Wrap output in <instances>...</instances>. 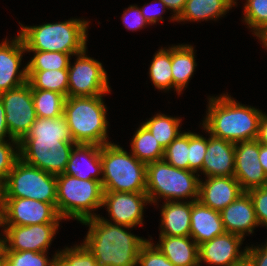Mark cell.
Instances as JSON below:
<instances>
[{
  "instance_id": "cell-1",
  "label": "cell",
  "mask_w": 267,
  "mask_h": 266,
  "mask_svg": "<svg viewBox=\"0 0 267 266\" xmlns=\"http://www.w3.org/2000/svg\"><path fill=\"white\" fill-rule=\"evenodd\" d=\"M81 224L89 226L83 244L99 266H137L140 248L148 239L130 233L133 227L112 223L100 214Z\"/></svg>"
},
{
  "instance_id": "cell-29",
  "label": "cell",
  "mask_w": 267,
  "mask_h": 266,
  "mask_svg": "<svg viewBox=\"0 0 267 266\" xmlns=\"http://www.w3.org/2000/svg\"><path fill=\"white\" fill-rule=\"evenodd\" d=\"M27 82L31 89L50 90L67 97L68 69L27 71Z\"/></svg>"
},
{
  "instance_id": "cell-50",
  "label": "cell",
  "mask_w": 267,
  "mask_h": 266,
  "mask_svg": "<svg viewBox=\"0 0 267 266\" xmlns=\"http://www.w3.org/2000/svg\"><path fill=\"white\" fill-rule=\"evenodd\" d=\"M0 266H4L3 245H0Z\"/></svg>"
},
{
  "instance_id": "cell-52",
  "label": "cell",
  "mask_w": 267,
  "mask_h": 266,
  "mask_svg": "<svg viewBox=\"0 0 267 266\" xmlns=\"http://www.w3.org/2000/svg\"><path fill=\"white\" fill-rule=\"evenodd\" d=\"M236 266H247V263L244 262L243 264H239V265H236Z\"/></svg>"
},
{
  "instance_id": "cell-3",
  "label": "cell",
  "mask_w": 267,
  "mask_h": 266,
  "mask_svg": "<svg viewBox=\"0 0 267 266\" xmlns=\"http://www.w3.org/2000/svg\"><path fill=\"white\" fill-rule=\"evenodd\" d=\"M89 22L77 18L39 26H24L19 22L18 34L26 51H57L75 56L87 49Z\"/></svg>"
},
{
  "instance_id": "cell-28",
  "label": "cell",
  "mask_w": 267,
  "mask_h": 266,
  "mask_svg": "<svg viewBox=\"0 0 267 266\" xmlns=\"http://www.w3.org/2000/svg\"><path fill=\"white\" fill-rule=\"evenodd\" d=\"M179 117H171L162 113H157L142 124L151 132L155 139L165 149L182 132Z\"/></svg>"
},
{
  "instance_id": "cell-9",
  "label": "cell",
  "mask_w": 267,
  "mask_h": 266,
  "mask_svg": "<svg viewBox=\"0 0 267 266\" xmlns=\"http://www.w3.org/2000/svg\"><path fill=\"white\" fill-rule=\"evenodd\" d=\"M75 145L73 139L22 138L19 158L47 173L59 175L65 172Z\"/></svg>"
},
{
  "instance_id": "cell-31",
  "label": "cell",
  "mask_w": 267,
  "mask_h": 266,
  "mask_svg": "<svg viewBox=\"0 0 267 266\" xmlns=\"http://www.w3.org/2000/svg\"><path fill=\"white\" fill-rule=\"evenodd\" d=\"M36 115L39 118H58L63 115L66 96L60 93L31 89Z\"/></svg>"
},
{
  "instance_id": "cell-13",
  "label": "cell",
  "mask_w": 267,
  "mask_h": 266,
  "mask_svg": "<svg viewBox=\"0 0 267 266\" xmlns=\"http://www.w3.org/2000/svg\"><path fill=\"white\" fill-rule=\"evenodd\" d=\"M60 223L2 225L3 251L48 252Z\"/></svg>"
},
{
  "instance_id": "cell-11",
  "label": "cell",
  "mask_w": 267,
  "mask_h": 266,
  "mask_svg": "<svg viewBox=\"0 0 267 266\" xmlns=\"http://www.w3.org/2000/svg\"><path fill=\"white\" fill-rule=\"evenodd\" d=\"M1 225L29 226L63 220L56 204L27 198H0Z\"/></svg>"
},
{
  "instance_id": "cell-16",
  "label": "cell",
  "mask_w": 267,
  "mask_h": 266,
  "mask_svg": "<svg viewBox=\"0 0 267 266\" xmlns=\"http://www.w3.org/2000/svg\"><path fill=\"white\" fill-rule=\"evenodd\" d=\"M234 177L243 191L267 186V174L259 161V142L254 140L235 143Z\"/></svg>"
},
{
  "instance_id": "cell-4",
  "label": "cell",
  "mask_w": 267,
  "mask_h": 266,
  "mask_svg": "<svg viewBox=\"0 0 267 266\" xmlns=\"http://www.w3.org/2000/svg\"><path fill=\"white\" fill-rule=\"evenodd\" d=\"M103 96L67 97L63 115L75 144L104 145L108 140L107 107Z\"/></svg>"
},
{
  "instance_id": "cell-8",
  "label": "cell",
  "mask_w": 267,
  "mask_h": 266,
  "mask_svg": "<svg viewBox=\"0 0 267 266\" xmlns=\"http://www.w3.org/2000/svg\"><path fill=\"white\" fill-rule=\"evenodd\" d=\"M0 193L1 198H27L56 204V175L29 165L19 158L7 179L0 185Z\"/></svg>"
},
{
  "instance_id": "cell-36",
  "label": "cell",
  "mask_w": 267,
  "mask_h": 266,
  "mask_svg": "<svg viewBox=\"0 0 267 266\" xmlns=\"http://www.w3.org/2000/svg\"><path fill=\"white\" fill-rule=\"evenodd\" d=\"M163 159L178 169L189 170V131L182 132L165 148Z\"/></svg>"
},
{
  "instance_id": "cell-48",
  "label": "cell",
  "mask_w": 267,
  "mask_h": 266,
  "mask_svg": "<svg viewBox=\"0 0 267 266\" xmlns=\"http://www.w3.org/2000/svg\"><path fill=\"white\" fill-rule=\"evenodd\" d=\"M259 161L267 174V146L259 144Z\"/></svg>"
},
{
  "instance_id": "cell-19",
  "label": "cell",
  "mask_w": 267,
  "mask_h": 266,
  "mask_svg": "<svg viewBox=\"0 0 267 266\" xmlns=\"http://www.w3.org/2000/svg\"><path fill=\"white\" fill-rule=\"evenodd\" d=\"M220 215L225 232L243 238L245 234H253L255 227L259 226L252 199L246 191L221 210Z\"/></svg>"
},
{
  "instance_id": "cell-49",
  "label": "cell",
  "mask_w": 267,
  "mask_h": 266,
  "mask_svg": "<svg viewBox=\"0 0 267 266\" xmlns=\"http://www.w3.org/2000/svg\"><path fill=\"white\" fill-rule=\"evenodd\" d=\"M258 40H260V43L262 42L263 48L267 49V30L258 37Z\"/></svg>"
},
{
  "instance_id": "cell-5",
  "label": "cell",
  "mask_w": 267,
  "mask_h": 266,
  "mask_svg": "<svg viewBox=\"0 0 267 266\" xmlns=\"http://www.w3.org/2000/svg\"><path fill=\"white\" fill-rule=\"evenodd\" d=\"M103 191L146 193V164L120 145L101 146Z\"/></svg>"
},
{
  "instance_id": "cell-7",
  "label": "cell",
  "mask_w": 267,
  "mask_h": 266,
  "mask_svg": "<svg viewBox=\"0 0 267 266\" xmlns=\"http://www.w3.org/2000/svg\"><path fill=\"white\" fill-rule=\"evenodd\" d=\"M56 181V209L63 220L73 218L81 223L97 216L94 211L102 207L103 200L100 181L81 180L64 173L56 175Z\"/></svg>"
},
{
  "instance_id": "cell-14",
  "label": "cell",
  "mask_w": 267,
  "mask_h": 266,
  "mask_svg": "<svg viewBox=\"0 0 267 266\" xmlns=\"http://www.w3.org/2000/svg\"><path fill=\"white\" fill-rule=\"evenodd\" d=\"M149 199L146 193L103 191L102 207H106L113 223L136 227L143 225V212Z\"/></svg>"
},
{
  "instance_id": "cell-45",
  "label": "cell",
  "mask_w": 267,
  "mask_h": 266,
  "mask_svg": "<svg viewBox=\"0 0 267 266\" xmlns=\"http://www.w3.org/2000/svg\"><path fill=\"white\" fill-rule=\"evenodd\" d=\"M165 3L167 10L172 11L171 21H175L182 13L187 0H161ZM174 13V14H173Z\"/></svg>"
},
{
  "instance_id": "cell-39",
  "label": "cell",
  "mask_w": 267,
  "mask_h": 266,
  "mask_svg": "<svg viewBox=\"0 0 267 266\" xmlns=\"http://www.w3.org/2000/svg\"><path fill=\"white\" fill-rule=\"evenodd\" d=\"M207 151V138L189 131V170L202 172L203 159Z\"/></svg>"
},
{
  "instance_id": "cell-46",
  "label": "cell",
  "mask_w": 267,
  "mask_h": 266,
  "mask_svg": "<svg viewBox=\"0 0 267 266\" xmlns=\"http://www.w3.org/2000/svg\"><path fill=\"white\" fill-rule=\"evenodd\" d=\"M5 117L6 115L4 106L2 101L0 100V141H6L5 137H8L9 140H15L11 137L9 133Z\"/></svg>"
},
{
  "instance_id": "cell-21",
  "label": "cell",
  "mask_w": 267,
  "mask_h": 266,
  "mask_svg": "<svg viewBox=\"0 0 267 266\" xmlns=\"http://www.w3.org/2000/svg\"><path fill=\"white\" fill-rule=\"evenodd\" d=\"M64 174L81 180L102 182L101 146L76 144L70 153Z\"/></svg>"
},
{
  "instance_id": "cell-40",
  "label": "cell",
  "mask_w": 267,
  "mask_h": 266,
  "mask_svg": "<svg viewBox=\"0 0 267 266\" xmlns=\"http://www.w3.org/2000/svg\"><path fill=\"white\" fill-rule=\"evenodd\" d=\"M151 240L152 237L141 246L137 266H175Z\"/></svg>"
},
{
  "instance_id": "cell-17",
  "label": "cell",
  "mask_w": 267,
  "mask_h": 266,
  "mask_svg": "<svg viewBox=\"0 0 267 266\" xmlns=\"http://www.w3.org/2000/svg\"><path fill=\"white\" fill-rule=\"evenodd\" d=\"M26 48L18 34L12 40L0 43V94L17 88L27 82L26 66L21 69V61Z\"/></svg>"
},
{
  "instance_id": "cell-47",
  "label": "cell",
  "mask_w": 267,
  "mask_h": 266,
  "mask_svg": "<svg viewBox=\"0 0 267 266\" xmlns=\"http://www.w3.org/2000/svg\"><path fill=\"white\" fill-rule=\"evenodd\" d=\"M256 140L259 142V144L267 146V114L264 112L260 119Z\"/></svg>"
},
{
  "instance_id": "cell-18",
  "label": "cell",
  "mask_w": 267,
  "mask_h": 266,
  "mask_svg": "<svg viewBox=\"0 0 267 266\" xmlns=\"http://www.w3.org/2000/svg\"><path fill=\"white\" fill-rule=\"evenodd\" d=\"M244 191L234 176L200 179L198 200L216 211H221L235 201Z\"/></svg>"
},
{
  "instance_id": "cell-6",
  "label": "cell",
  "mask_w": 267,
  "mask_h": 266,
  "mask_svg": "<svg viewBox=\"0 0 267 266\" xmlns=\"http://www.w3.org/2000/svg\"><path fill=\"white\" fill-rule=\"evenodd\" d=\"M196 174V175H195ZM200 174L178 169L164 159L146 165V194L150 204L165 201L198 200Z\"/></svg>"
},
{
  "instance_id": "cell-51",
  "label": "cell",
  "mask_w": 267,
  "mask_h": 266,
  "mask_svg": "<svg viewBox=\"0 0 267 266\" xmlns=\"http://www.w3.org/2000/svg\"><path fill=\"white\" fill-rule=\"evenodd\" d=\"M0 227H2L1 225V219H0ZM2 244V237H0V245Z\"/></svg>"
},
{
  "instance_id": "cell-41",
  "label": "cell",
  "mask_w": 267,
  "mask_h": 266,
  "mask_svg": "<svg viewBox=\"0 0 267 266\" xmlns=\"http://www.w3.org/2000/svg\"><path fill=\"white\" fill-rule=\"evenodd\" d=\"M252 199L259 225L267 228V186L247 191Z\"/></svg>"
},
{
  "instance_id": "cell-44",
  "label": "cell",
  "mask_w": 267,
  "mask_h": 266,
  "mask_svg": "<svg viewBox=\"0 0 267 266\" xmlns=\"http://www.w3.org/2000/svg\"><path fill=\"white\" fill-rule=\"evenodd\" d=\"M155 3H158L161 6L160 10H158L159 7H156L157 9L152 8L153 5L151 3H147L146 6L144 5L143 7H139L141 10V14L145 17L146 21L150 25L156 24L158 21H163L162 14L165 13L167 10V7L163 1L156 0Z\"/></svg>"
},
{
  "instance_id": "cell-15",
  "label": "cell",
  "mask_w": 267,
  "mask_h": 266,
  "mask_svg": "<svg viewBox=\"0 0 267 266\" xmlns=\"http://www.w3.org/2000/svg\"><path fill=\"white\" fill-rule=\"evenodd\" d=\"M244 238L225 232L198 246L199 266L206 263L215 266H236L246 262L247 246L240 250ZM240 250V251H239Z\"/></svg>"
},
{
  "instance_id": "cell-42",
  "label": "cell",
  "mask_w": 267,
  "mask_h": 266,
  "mask_svg": "<svg viewBox=\"0 0 267 266\" xmlns=\"http://www.w3.org/2000/svg\"><path fill=\"white\" fill-rule=\"evenodd\" d=\"M122 22L125 28L132 32L138 29L141 30L147 24L150 25L141 14V10L137 5H130L128 9L125 8L122 14Z\"/></svg>"
},
{
  "instance_id": "cell-22",
  "label": "cell",
  "mask_w": 267,
  "mask_h": 266,
  "mask_svg": "<svg viewBox=\"0 0 267 266\" xmlns=\"http://www.w3.org/2000/svg\"><path fill=\"white\" fill-rule=\"evenodd\" d=\"M225 233L220 211L192 201L190 237L198 244L210 241Z\"/></svg>"
},
{
  "instance_id": "cell-33",
  "label": "cell",
  "mask_w": 267,
  "mask_h": 266,
  "mask_svg": "<svg viewBox=\"0 0 267 266\" xmlns=\"http://www.w3.org/2000/svg\"><path fill=\"white\" fill-rule=\"evenodd\" d=\"M34 56L26 64L27 71L62 70L68 69L71 54L50 51H26Z\"/></svg>"
},
{
  "instance_id": "cell-43",
  "label": "cell",
  "mask_w": 267,
  "mask_h": 266,
  "mask_svg": "<svg viewBox=\"0 0 267 266\" xmlns=\"http://www.w3.org/2000/svg\"><path fill=\"white\" fill-rule=\"evenodd\" d=\"M247 266H267V242L265 245L247 246Z\"/></svg>"
},
{
  "instance_id": "cell-10",
  "label": "cell",
  "mask_w": 267,
  "mask_h": 266,
  "mask_svg": "<svg viewBox=\"0 0 267 266\" xmlns=\"http://www.w3.org/2000/svg\"><path fill=\"white\" fill-rule=\"evenodd\" d=\"M76 54L74 65L68 67L67 97L99 96L110 92L107 72L101 62L86 54Z\"/></svg>"
},
{
  "instance_id": "cell-35",
  "label": "cell",
  "mask_w": 267,
  "mask_h": 266,
  "mask_svg": "<svg viewBox=\"0 0 267 266\" xmlns=\"http://www.w3.org/2000/svg\"><path fill=\"white\" fill-rule=\"evenodd\" d=\"M243 23L259 37L267 30V0H246Z\"/></svg>"
},
{
  "instance_id": "cell-38",
  "label": "cell",
  "mask_w": 267,
  "mask_h": 266,
  "mask_svg": "<svg viewBox=\"0 0 267 266\" xmlns=\"http://www.w3.org/2000/svg\"><path fill=\"white\" fill-rule=\"evenodd\" d=\"M18 159L19 141H0V185L7 179L8 174Z\"/></svg>"
},
{
  "instance_id": "cell-26",
  "label": "cell",
  "mask_w": 267,
  "mask_h": 266,
  "mask_svg": "<svg viewBox=\"0 0 267 266\" xmlns=\"http://www.w3.org/2000/svg\"><path fill=\"white\" fill-rule=\"evenodd\" d=\"M194 48L189 44L171 46V72L173 77V89L180 95L187 88L190 78L194 74L196 55Z\"/></svg>"
},
{
  "instance_id": "cell-2",
  "label": "cell",
  "mask_w": 267,
  "mask_h": 266,
  "mask_svg": "<svg viewBox=\"0 0 267 266\" xmlns=\"http://www.w3.org/2000/svg\"><path fill=\"white\" fill-rule=\"evenodd\" d=\"M202 128L214 137L237 143L257 138L263 112L228 94L209 96Z\"/></svg>"
},
{
  "instance_id": "cell-34",
  "label": "cell",
  "mask_w": 267,
  "mask_h": 266,
  "mask_svg": "<svg viewBox=\"0 0 267 266\" xmlns=\"http://www.w3.org/2000/svg\"><path fill=\"white\" fill-rule=\"evenodd\" d=\"M54 266H99L93 254L80 243L54 254Z\"/></svg>"
},
{
  "instance_id": "cell-24",
  "label": "cell",
  "mask_w": 267,
  "mask_h": 266,
  "mask_svg": "<svg viewBox=\"0 0 267 266\" xmlns=\"http://www.w3.org/2000/svg\"><path fill=\"white\" fill-rule=\"evenodd\" d=\"M158 243L154 245L175 266H199L198 244L190 236L159 235Z\"/></svg>"
},
{
  "instance_id": "cell-27",
  "label": "cell",
  "mask_w": 267,
  "mask_h": 266,
  "mask_svg": "<svg viewBox=\"0 0 267 266\" xmlns=\"http://www.w3.org/2000/svg\"><path fill=\"white\" fill-rule=\"evenodd\" d=\"M137 128L131 140V153L144 164L162 160L165 149L151 132L142 124Z\"/></svg>"
},
{
  "instance_id": "cell-30",
  "label": "cell",
  "mask_w": 267,
  "mask_h": 266,
  "mask_svg": "<svg viewBox=\"0 0 267 266\" xmlns=\"http://www.w3.org/2000/svg\"><path fill=\"white\" fill-rule=\"evenodd\" d=\"M150 63L149 77L153 85L165 92L173 89L171 47L158 49Z\"/></svg>"
},
{
  "instance_id": "cell-12",
  "label": "cell",
  "mask_w": 267,
  "mask_h": 266,
  "mask_svg": "<svg viewBox=\"0 0 267 266\" xmlns=\"http://www.w3.org/2000/svg\"><path fill=\"white\" fill-rule=\"evenodd\" d=\"M5 110V119L11 137L20 141L29 132L37 118L28 82L0 94Z\"/></svg>"
},
{
  "instance_id": "cell-23",
  "label": "cell",
  "mask_w": 267,
  "mask_h": 266,
  "mask_svg": "<svg viewBox=\"0 0 267 266\" xmlns=\"http://www.w3.org/2000/svg\"><path fill=\"white\" fill-rule=\"evenodd\" d=\"M160 211L159 235L190 236L192 201H164Z\"/></svg>"
},
{
  "instance_id": "cell-25",
  "label": "cell",
  "mask_w": 267,
  "mask_h": 266,
  "mask_svg": "<svg viewBox=\"0 0 267 266\" xmlns=\"http://www.w3.org/2000/svg\"><path fill=\"white\" fill-rule=\"evenodd\" d=\"M237 0H187L177 22L216 20L237 6Z\"/></svg>"
},
{
  "instance_id": "cell-32",
  "label": "cell",
  "mask_w": 267,
  "mask_h": 266,
  "mask_svg": "<svg viewBox=\"0 0 267 266\" xmlns=\"http://www.w3.org/2000/svg\"><path fill=\"white\" fill-rule=\"evenodd\" d=\"M23 138L72 139L64 115L58 118H39Z\"/></svg>"
},
{
  "instance_id": "cell-20",
  "label": "cell",
  "mask_w": 267,
  "mask_h": 266,
  "mask_svg": "<svg viewBox=\"0 0 267 266\" xmlns=\"http://www.w3.org/2000/svg\"><path fill=\"white\" fill-rule=\"evenodd\" d=\"M202 173L207 177L234 176L235 143L208 135Z\"/></svg>"
},
{
  "instance_id": "cell-37",
  "label": "cell",
  "mask_w": 267,
  "mask_h": 266,
  "mask_svg": "<svg viewBox=\"0 0 267 266\" xmlns=\"http://www.w3.org/2000/svg\"><path fill=\"white\" fill-rule=\"evenodd\" d=\"M47 254L30 250L3 251L4 266H54V256L50 259Z\"/></svg>"
}]
</instances>
